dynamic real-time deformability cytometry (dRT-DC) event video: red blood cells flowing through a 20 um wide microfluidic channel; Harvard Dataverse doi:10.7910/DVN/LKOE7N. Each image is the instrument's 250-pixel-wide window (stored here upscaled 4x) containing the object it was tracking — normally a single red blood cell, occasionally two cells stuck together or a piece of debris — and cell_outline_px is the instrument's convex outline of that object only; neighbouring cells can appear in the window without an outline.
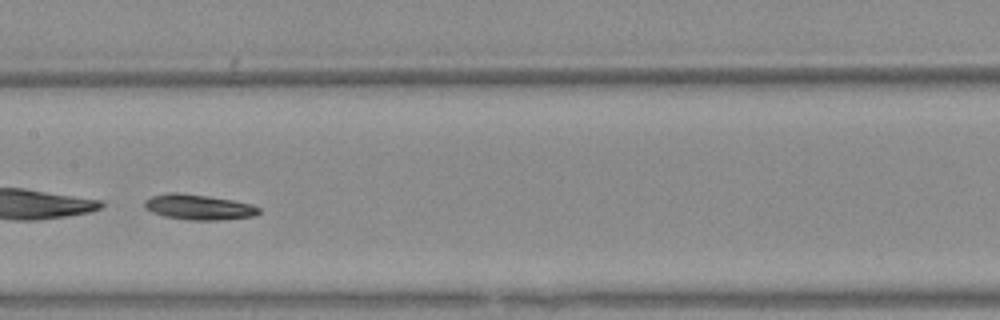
{"species": "Egyptian fruit bat (a non-hibernating species)", "species_latin": "Rousettus aegyptiacus", "temperature_condition": "warm", "stored_images_in_passage": 35, "camera_frame_rate_fps": 3000, "um_per_image_px": 0.085, "animal": {"sex": "female"}, "frame": {"image": 1, "passage_image": 11, "time_ms": 3.333, "image_size_px": [1000, 320], "cell_outline_px": [[260, 212], [256, 216], [224, 220], [188, 220], [164, 216], [152, 212], [144, 208], [144, 200], [152, 196], [168, 192], [180, 192], [208, 196], [232, 200], [252, 204], [260, 208]], "centroid_in_image_um": [16.89, 17.6], "position_along_channel_um": 190.5, "area_um2": 17.11}}
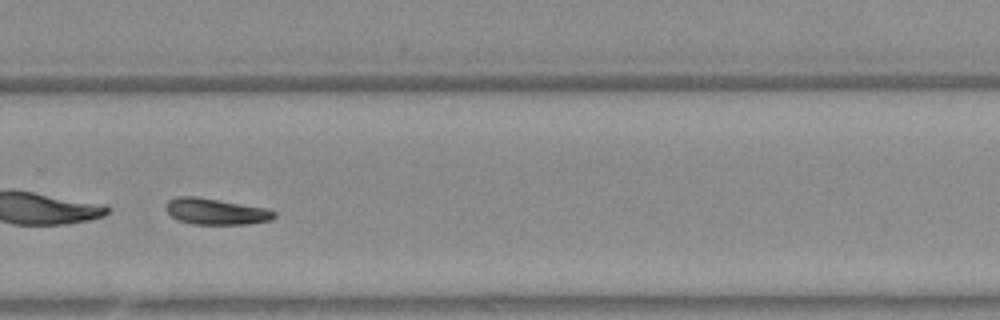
{"frame": {"image": 2, "passage_image": 20, "time_ms": 6.333, "image_size_px": [1000, 320], "cell_outline_px": [[276, 216], [272, 220], [248, 224], [192, 224], [176, 220], [164, 208], [164, 204], [168, 200], [180, 196], [196, 196], [264, 208], [276, 212]], "centroid_in_image_um": [18.3, 17.98], "position_along_channel_um": 311.5, "area_um2": 16.53}}